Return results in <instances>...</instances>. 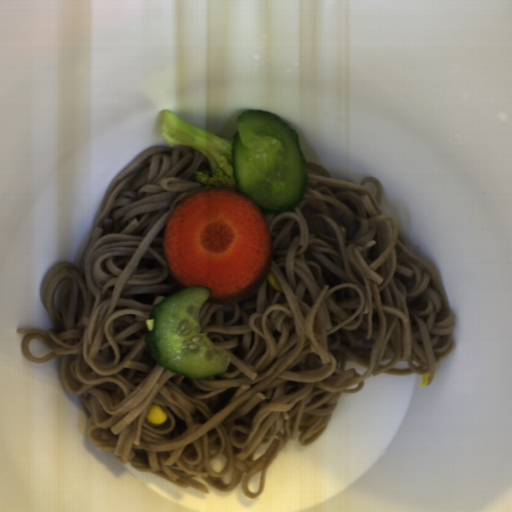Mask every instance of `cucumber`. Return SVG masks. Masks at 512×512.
I'll return each instance as SVG.
<instances>
[{
    "label": "cucumber",
    "instance_id": "586b57bf",
    "mask_svg": "<svg viewBox=\"0 0 512 512\" xmlns=\"http://www.w3.org/2000/svg\"><path fill=\"white\" fill-rule=\"evenodd\" d=\"M211 294L208 285L195 284L178 290L153 306V328L144 336L156 364L177 375L202 379L227 373L231 357L200 333V312Z\"/></svg>",
    "mask_w": 512,
    "mask_h": 512
},
{
    "label": "cucumber",
    "instance_id": "8b760119",
    "mask_svg": "<svg viewBox=\"0 0 512 512\" xmlns=\"http://www.w3.org/2000/svg\"><path fill=\"white\" fill-rule=\"evenodd\" d=\"M231 164L237 191L264 214L300 205L308 181L307 158L294 128L272 112L248 109L236 118Z\"/></svg>",
    "mask_w": 512,
    "mask_h": 512
}]
</instances>
